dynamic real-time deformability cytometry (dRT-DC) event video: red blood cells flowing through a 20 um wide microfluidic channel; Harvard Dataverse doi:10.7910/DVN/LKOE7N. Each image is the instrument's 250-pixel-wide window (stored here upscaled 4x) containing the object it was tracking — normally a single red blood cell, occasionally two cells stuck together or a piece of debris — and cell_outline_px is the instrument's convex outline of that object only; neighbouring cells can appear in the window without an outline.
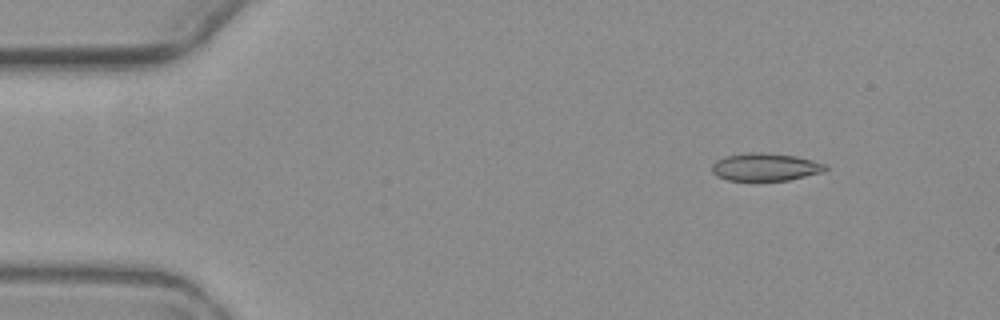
{"species": "common noctule bat (a hibernating species)", "species_latin": "Nyctalus noctula", "temperature_condition": "warm", "stored_images_in_passage": 4, "camera_frame_rate_fps": 3000, "um_per_image_px": 0.085, "animal": {"sex": "female", "body_mass_g": 19.3, "forearm_length_mm": 54.1}, "frame": {"image": 1, "passage_image": 1, "time_ms": 0.0, "image_size_px": [1000, 320], "cell_outline_px": [[828, 168], [824, 172], [788, 180], [756, 184], [728, 180], [716, 176], [712, 172], [712, 164], [716, 160], [724, 156], [748, 152], [768, 152], [796, 156], [828, 164]], "centroid_in_image_um": [65.03, 14.24], "position_along_channel_um": 20.0, "area_um2": 19.42}}
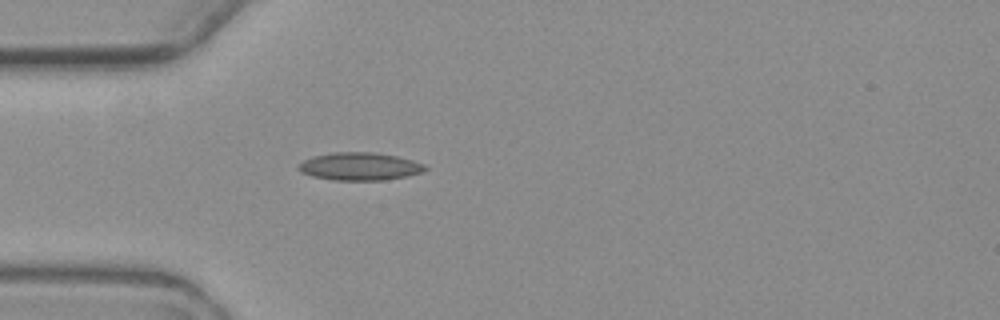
{"frame": {"image": 2, "passage_image": 4, "time_ms": 3.333, "image_size_px": [1000, 320], "cell_outline_px": [[428, 168], [420, 172], [408, 176], [384, 180], [332, 180], [312, 176], [300, 172], [296, 168], [304, 160], [316, 156], [336, 152], [372, 152], [396, 156], [412, 160], [424, 164]], "centroid_in_image_um": [30.57, 14.15], "position_along_channel_um": 54.4, "area_um2": 20.35}}